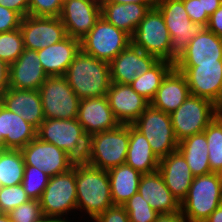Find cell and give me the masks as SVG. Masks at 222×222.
<instances>
[{
	"mask_svg": "<svg viewBox=\"0 0 222 222\" xmlns=\"http://www.w3.org/2000/svg\"><path fill=\"white\" fill-rule=\"evenodd\" d=\"M64 77L80 100L105 96L112 83L110 64L81 49L74 56Z\"/></svg>",
	"mask_w": 222,
	"mask_h": 222,
	"instance_id": "cell-1",
	"label": "cell"
},
{
	"mask_svg": "<svg viewBox=\"0 0 222 222\" xmlns=\"http://www.w3.org/2000/svg\"><path fill=\"white\" fill-rule=\"evenodd\" d=\"M77 210L92 221L113 206L108 172L85 162H76Z\"/></svg>",
	"mask_w": 222,
	"mask_h": 222,
	"instance_id": "cell-2",
	"label": "cell"
},
{
	"mask_svg": "<svg viewBox=\"0 0 222 222\" xmlns=\"http://www.w3.org/2000/svg\"><path fill=\"white\" fill-rule=\"evenodd\" d=\"M129 146V124L95 133L88 137L85 163L102 170H110L126 162Z\"/></svg>",
	"mask_w": 222,
	"mask_h": 222,
	"instance_id": "cell-3",
	"label": "cell"
},
{
	"mask_svg": "<svg viewBox=\"0 0 222 222\" xmlns=\"http://www.w3.org/2000/svg\"><path fill=\"white\" fill-rule=\"evenodd\" d=\"M39 202L44 218L70 222L65 215L77 210L76 162L70 170L49 178Z\"/></svg>",
	"mask_w": 222,
	"mask_h": 222,
	"instance_id": "cell-4",
	"label": "cell"
},
{
	"mask_svg": "<svg viewBox=\"0 0 222 222\" xmlns=\"http://www.w3.org/2000/svg\"><path fill=\"white\" fill-rule=\"evenodd\" d=\"M222 204V185L216 172L195 176L180 211L188 222H204Z\"/></svg>",
	"mask_w": 222,
	"mask_h": 222,
	"instance_id": "cell-5",
	"label": "cell"
},
{
	"mask_svg": "<svg viewBox=\"0 0 222 222\" xmlns=\"http://www.w3.org/2000/svg\"><path fill=\"white\" fill-rule=\"evenodd\" d=\"M37 137L63 149L75 162H84L88 136L77 119H45L37 129Z\"/></svg>",
	"mask_w": 222,
	"mask_h": 222,
	"instance_id": "cell-6",
	"label": "cell"
},
{
	"mask_svg": "<svg viewBox=\"0 0 222 222\" xmlns=\"http://www.w3.org/2000/svg\"><path fill=\"white\" fill-rule=\"evenodd\" d=\"M171 37L170 62L175 63L186 51L190 41L205 27L189 18L183 0H156Z\"/></svg>",
	"mask_w": 222,
	"mask_h": 222,
	"instance_id": "cell-7",
	"label": "cell"
},
{
	"mask_svg": "<svg viewBox=\"0 0 222 222\" xmlns=\"http://www.w3.org/2000/svg\"><path fill=\"white\" fill-rule=\"evenodd\" d=\"M221 112L212 101L189 95L188 98L170 114L176 139L202 133L209 123Z\"/></svg>",
	"mask_w": 222,
	"mask_h": 222,
	"instance_id": "cell-8",
	"label": "cell"
},
{
	"mask_svg": "<svg viewBox=\"0 0 222 222\" xmlns=\"http://www.w3.org/2000/svg\"><path fill=\"white\" fill-rule=\"evenodd\" d=\"M130 44L131 36L107 22L102 16L80 40V48L84 53L107 63Z\"/></svg>",
	"mask_w": 222,
	"mask_h": 222,
	"instance_id": "cell-9",
	"label": "cell"
},
{
	"mask_svg": "<svg viewBox=\"0 0 222 222\" xmlns=\"http://www.w3.org/2000/svg\"><path fill=\"white\" fill-rule=\"evenodd\" d=\"M131 44L158 60L170 62L171 37L160 10L154 5L131 36Z\"/></svg>",
	"mask_w": 222,
	"mask_h": 222,
	"instance_id": "cell-10",
	"label": "cell"
},
{
	"mask_svg": "<svg viewBox=\"0 0 222 222\" xmlns=\"http://www.w3.org/2000/svg\"><path fill=\"white\" fill-rule=\"evenodd\" d=\"M132 125L145 136L159 159L177 150L179 142L173 131L170 114L150 104Z\"/></svg>",
	"mask_w": 222,
	"mask_h": 222,
	"instance_id": "cell-11",
	"label": "cell"
},
{
	"mask_svg": "<svg viewBox=\"0 0 222 222\" xmlns=\"http://www.w3.org/2000/svg\"><path fill=\"white\" fill-rule=\"evenodd\" d=\"M186 77L190 94L206 98L222 109V60L208 63H174Z\"/></svg>",
	"mask_w": 222,
	"mask_h": 222,
	"instance_id": "cell-12",
	"label": "cell"
},
{
	"mask_svg": "<svg viewBox=\"0 0 222 222\" xmlns=\"http://www.w3.org/2000/svg\"><path fill=\"white\" fill-rule=\"evenodd\" d=\"M38 91L45 119H77L80 98L64 76L48 77Z\"/></svg>",
	"mask_w": 222,
	"mask_h": 222,
	"instance_id": "cell-13",
	"label": "cell"
},
{
	"mask_svg": "<svg viewBox=\"0 0 222 222\" xmlns=\"http://www.w3.org/2000/svg\"><path fill=\"white\" fill-rule=\"evenodd\" d=\"M20 31L24 48L35 51L59 43L67 37L65 27L59 17L28 15L22 18Z\"/></svg>",
	"mask_w": 222,
	"mask_h": 222,
	"instance_id": "cell-14",
	"label": "cell"
},
{
	"mask_svg": "<svg viewBox=\"0 0 222 222\" xmlns=\"http://www.w3.org/2000/svg\"><path fill=\"white\" fill-rule=\"evenodd\" d=\"M25 165L37 167L50 177L70 170L75 161L54 144L41 141L38 137L20 149Z\"/></svg>",
	"mask_w": 222,
	"mask_h": 222,
	"instance_id": "cell-15",
	"label": "cell"
},
{
	"mask_svg": "<svg viewBox=\"0 0 222 222\" xmlns=\"http://www.w3.org/2000/svg\"><path fill=\"white\" fill-rule=\"evenodd\" d=\"M159 60L130 44L120 52L109 64L111 82L130 84L153 67Z\"/></svg>",
	"mask_w": 222,
	"mask_h": 222,
	"instance_id": "cell-16",
	"label": "cell"
},
{
	"mask_svg": "<svg viewBox=\"0 0 222 222\" xmlns=\"http://www.w3.org/2000/svg\"><path fill=\"white\" fill-rule=\"evenodd\" d=\"M101 17V6L90 0H70L62 6L61 19L67 36L81 40Z\"/></svg>",
	"mask_w": 222,
	"mask_h": 222,
	"instance_id": "cell-17",
	"label": "cell"
},
{
	"mask_svg": "<svg viewBox=\"0 0 222 222\" xmlns=\"http://www.w3.org/2000/svg\"><path fill=\"white\" fill-rule=\"evenodd\" d=\"M113 115L120 124H133L150 102L129 84L111 83L106 94Z\"/></svg>",
	"mask_w": 222,
	"mask_h": 222,
	"instance_id": "cell-18",
	"label": "cell"
},
{
	"mask_svg": "<svg viewBox=\"0 0 222 222\" xmlns=\"http://www.w3.org/2000/svg\"><path fill=\"white\" fill-rule=\"evenodd\" d=\"M48 75L37 51L24 48L17 60L9 65V87L19 90H38Z\"/></svg>",
	"mask_w": 222,
	"mask_h": 222,
	"instance_id": "cell-19",
	"label": "cell"
},
{
	"mask_svg": "<svg viewBox=\"0 0 222 222\" xmlns=\"http://www.w3.org/2000/svg\"><path fill=\"white\" fill-rule=\"evenodd\" d=\"M77 120L88 137L115 129L120 124L113 115L106 95L80 100Z\"/></svg>",
	"mask_w": 222,
	"mask_h": 222,
	"instance_id": "cell-20",
	"label": "cell"
},
{
	"mask_svg": "<svg viewBox=\"0 0 222 222\" xmlns=\"http://www.w3.org/2000/svg\"><path fill=\"white\" fill-rule=\"evenodd\" d=\"M158 171L161 173L165 185L172 195L181 203L187 196L194 175L183 157L176 150L162 157L159 162Z\"/></svg>",
	"mask_w": 222,
	"mask_h": 222,
	"instance_id": "cell-21",
	"label": "cell"
},
{
	"mask_svg": "<svg viewBox=\"0 0 222 222\" xmlns=\"http://www.w3.org/2000/svg\"><path fill=\"white\" fill-rule=\"evenodd\" d=\"M0 103L36 129L45 120L38 90H19L9 87L0 97Z\"/></svg>",
	"mask_w": 222,
	"mask_h": 222,
	"instance_id": "cell-22",
	"label": "cell"
},
{
	"mask_svg": "<svg viewBox=\"0 0 222 222\" xmlns=\"http://www.w3.org/2000/svg\"><path fill=\"white\" fill-rule=\"evenodd\" d=\"M138 192L160 215L174 214L180 211V203L167 188L158 170L142 174Z\"/></svg>",
	"mask_w": 222,
	"mask_h": 222,
	"instance_id": "cell-23",
	"label": "cell"
},
{
	"mask_svg": "<svg viewBox=\"0 0 222 222\" xmlns=\"http://www.w3.org/2000/svg\"><path fill=\"white\" fill-rule=\"evenodd\" d=\"M37 137V129L0 103V148L21 149Z\"/></svg>",
	"mask_w": 222,
	"mask_h": 222,
	"instance_id": "cell-24",
	"label": "cell"
},
{
	"mask_svg": "<svg viewBox=\"0 0 222 222\" xmlns=\"http://www.w3.org/2000/svg\"><path fill=\"white\" fill-rule=\"evenodd\" d=\"M190 95L186 77L173 67L161 82L150 104L161 111L173 113Z\"/></svg>",
	"mask_w": 222,
	"mask_h": 222,
	"instance_id": "cell-25",
	"label": "cell"
},
{
	"mask_svg": "<svg viewBox=\"0 0 222 222\" xmlns=\"http://www.w3.org/2000/svg\"><path fill=\"white\" fill-rule=\"evenodd\" d=\"M80 49V40L67 36L59 43L38 50L37 54L48 77L64 76Z\"/></svg>",
	"mask_w": 222,
	"mask_h": 222,
	"instance_id": "cell-26",
	"label": "cell"
},
{
	"mask_svg": "<svg viewBox=\"0 0 222 222\" xmlns=\"http://www.w3.org/2000/svg\"><path fill=\"white\" fill-rule=\"evenodd\" d=\"M154 5L103 3L101 5V16L116 28L132 36L141 20Z\"/></svg>",
	"mask_w": 222,
	"mask_h": 222,
	"instance_id": "cell-27",
	"label": "cell"
},
{
	"mask_svg": "<svg viewBox=\"0 0 222 222\" xmlns=\"http://www.w3.org/2000/svg\"><path fill=\"white\" fill-rule=\"evenodd\" d=\"M222 60V37L204 28L187 45L175 63H208Z\"/></svg>",
	"mask_w": 222,
	"mask_h": 222,
	"instance_id": "cell-28",
	"label": "cell"
},
{
	"mask_svg": "<svg viewBox=\"0 0 222 222\" xmlns=\"http://www.w3.org/2000/svg\"><path fill=\"white\" fill-rule=\"evenodd\" d=\"M159 162L160 159L152 151L145 136L129 124V146L125 163L146 174L157 171Z\"/></svg>",
	"mask_w": 222,
	"mask_h": 222,
	"instance_id": "cell-29",
	"label": "cell"
},
{
	"mask_svg": "<svg viewBox=\"0 0 222 222\" xmlns=\"http://www.w3.org/2000/svg\"><path fill=\"white\" fill-rule=\"evenodd\" d=\"M114 205L123 206L135 193L142 173L124 163L107 171Z\"/></svg>",
	"mask_w": 222,
	"mask_h": 222,
	"instance_id": "cell-30",
	"label": "cell"
},
{
	"mask_svg": "<svg viewBox=\"0 0 222 222\" xmlns=\"http://www.w3.org/2000/svg\"><path fill=\"white\" fill-rule=\"evenodd\" d=\"M177 150L185 158L194 177L212 173L208 159V143L203 132L179 141Z\"/></svg>",
	"mask_w": 222,
	"mask_h": 222,
	"instance_id": "cell-31",
	"label": "cell"
},
{
	"mask_svg": "<svg viewBox=\"0 0 222 222\" xmlns=\"http://www.w3.org/2000/svg\"><path fill=\"white\" fill-rule=\"evenodd\" d=\"M173 67V63L159 60L146 73H143L140 77H136L129 85L139 95L151 102L162 80Z\"/></svg>",
	"mask_w": 222,
	"mask_h": 222,
	"instance_id": "cell-32",
	"label": "cell"
},
{
	"mask_svg": "<svg viewBox=\"0 0 222 222\" xmlns=\"http://www.w3.org/2000/svg\"><path fill=\"white\" fill-rule=\"evenodd\" d=\"M25 163L20 149L0 148V187L21 184Z\"/></svg>",
	"mask_w": 222,
	"mask_h": 222,
	"instance_id": "cell-33",
	"label": "cell"
},
{
	"mask_svg": "<svg viewBox=\"0 0 222 222\" xmlns=\"http://www.w3.org/2000/svg\"><path fill=\"white\" fill-rule=\"evenodd\" d=\"M208 143V159L212 172L222 168V111L203 131Z\"/></svg>",
	"mask_w": 222,
	"mask_h": 222,
	"instance_id": "cell-34",
	"label": "cell"
},
{
	"mask_svg": "<svg viewBox=\"0 0 222 222\" xmlns=\"http://www.w3.org/2000/svg\"><path fill=\"white\" fill-rule=\"evenodd\" d=\"M50 176L37 167L25 165L22 186L30 200L41 198L44 189L48 185Z\"/></svg>",
	"mask_w": 222,
	"mask_h": 222,
	"instance_id": "cell-35",
	"label": "cell"
},
{
	"mask_svg": "<svg viewBox=\"0 0 222 222\" xmlns=\"http://www.w3.org/2000/svg\"><path fill=\"white\" fill-rule=\"evenodd\" d=\"M123 206L130 222H156L160 216L139 192L135 193Z\"/></svg>",
	"mask_w": 222,
	"mask_h": 222,
	"instance_id": "cell-36",
	"label": "cell"
},
{
	"mask_svg": "<svg viewBox=\"0 0 222 222\" xmlns=\"http://www.w3.org/2000/svg\"><path fill=\"white\" fill-rule=\"evenodd\" d=\"M24 44L20 28L0 33V59L8 65L23 53Z\"/></svg>",
	"mask_w": 222,
	"mask_h": 222,
	"instance_id": "cell-37",
	"label": "cell"
},
{
	"mask_svg": "<svg viewBox=\"0 0 222 222\" xmlns=\"http://www.w3.org/2000/svg\"><path fill=\"white\" fill-rule=\"evenodd\" d=\"M29 200L22 184L0 187V212L9 213Z\"/></svg>",
	"mask_w": 222,
	"mask_h": 222,
	"instance_id": "cell-38",
	"label": "cell"
},
{
	"mask_svg": "<svg viewBox=\"0 0 222 222\" xmlns=\"http://www.w3.org/2000/svg\"><path fill=\"white\" fill-rule=\"evenodd\" d=\"M8 215L13 222H41L44 216L38 200H29L11 210Z\"/></svg>",
	"mask_w": 222,
	"mask_h": 222,
	"instance_id": "cell-39",
	"label": "cell"
},
{
	"mask_svg": "<svg viewBox=\"0 0 222 222\" xmlns=\"http://www.w3.org/2000/svg\"><path fill=\"white\" fill-rule=\"evenodd\" d=\"M62 5L59 0H29V15L59 17Z\"/></svg>",
	"mask_w": 222,
	"mask_h": 222,
	"instance_id": "cell-40",
	"label": "cell"
},
{
	"mask_svg": "<svg viewBox=\"0 0 222 222\" xmlns=\"http://www.w3.org/2000/svg\"><path fill=\"white\" fill-rule=\"evenodd\" d=\"M187 14L192 22L203 25L205 28L209 22V15L203 12L200 0H183Z\"/></svg>",
	"mask_w": 222,
	"mask_h": 222,
	"instance_id": "cell-41",
	"label": "cell"
},
{
	"mask_svg": "<svg viewBox=\"0 0 222 222\" xmlns=\"http://www.w3.org/2000/svg\"><path fill=\"white\" fill-rule=\"evenodd\" d=\"M22 16L0 5V33L20 28Z\"/></svg>",
	"mask_w": 222,
	"mask_h": 222,
	"instance_id": "cell-42",
	"label": "cell"
},
{
	"mask_svg": "<svg viewBox=\"0 0 222 222\" xmlns=\"http://www.w3.org/2000/svg\"><path fill=\"white\" fill-rule=\"evenodd\" d=\"M95 222H130L129 216L124 206L113 205L99 214L95 219Z\"/></svg>",
	"mask_w": 222,
	"mask_h": 222,
	"instance_id": "cell-43",
	"label": "cell"
},
{
	"mask_svg": "<svg viewBox=\"0 0 222 222\" xmlns=\"http://www.w3.org/2000/svg\"><path fill=\"white\" fill-rule=\"evenodd\" d=\"M0 5L16 11L22 17L29 15V0H0Z\"/></svg>",
	"mask_w": 222,
	"mask_h": 222,
	"instance_id": "cell-44",
	"label": "cell"
},
{
	"mask_svg": "<svg viewBox=\"0 0 222 222\" xmlns=\"http://www.w3.org/2000/svg\"><path fill=\"white\" fill-rule=\"evenodd\" d=\"M206 28L219 37H222V5L209 17Z\"/></svg>",
	"mask_w": 222,
	"mask_h": 222,
	"instance_id": "cell-45",
	"label": "cell"
},
{
	"mask_svg": "<svg viewBox=\"0 0 222 222\" xmlns=\"http://www.w3.org/2000/svg\"><path fill=\"white\" fill-rule=\"evenodd\" d=\"M9 88V65L0 59V97Z\"/></svg>",
	"mask_w": 222,
	"mask_h": 222,
	"instance_id": "cell-46",
	"label": "cell"
},
{
	"mask_svg": "<svg viewBox=\"0 0 222 222\" xmlns=\"http://www.w3.org/2000/svg\"><path fill=\"white\" fill-rule=\"evenodd\" d=\"M156 222H188V220L182 215L181 211H179L174 214H162Z\"/></svg>",
	"mask_w": 222,
	"mask_h": 222,
	"instance_id": "cell-47",
	"label": "cell"
},
{
	"mask_svg": "<svg viewBox=\"0 0 222 222\" xmlns=\"http://www.w3.org/2000/svg\"><path fill=\"white\" fill-rule=\"evenodd\" d=\"M203 5V12L211 16L221 5L222 0H200Z\"/></svg>",
	"mask_w": 222,
	"mask_h": 222,
	"instance_id": "cell-48",
	"label": "cell"
},
{
	"mask_svg": "<svg viewBox=\"0 0 222 222\" xmlns=\"http://www.w3.org/2000/svg\"><path fill=\"white\" fill-rule=\"evenodd\" d=\"M104 3H116V4H155L153 0H106Z\"/></svg>",
	"mask_w": 222,
	"mask_h": 222,
	"instance_id": "cell-49",
	"label": "cell"
},
{
	"mask_svg": "<svg viewBox=\"0 0 222 222\" xmlns=\"http://www.w3.org/2000/svg\"><path fill=\"white\" fill-rule=\"evenodd\" d=\"M204 222H222V204Z\"/></svg>",
	"mask_w": 222,
	"mask_h": 222,
	"instance_id": "cell-50",
	"label": "cell"
},
{
	"mask_svg": "<svg viewBox=\"0 0 222 222\" xmlns=\"http://www.w3.org/2000/svg\"><path fill=\"white\" fill-rule=\"evenodd\" d=\"M0 222H13L8 213L0 212Z\"/></svg>",
	"mask_w": 222,
	"mask_h": 222,
	"instance_id": "cell-51",
	"label": "cell"
},
{
	"mask_svg": "<svg viewBox=\"0 0 222 222\" xmlns=\"http://www.w3.org/2000/svg\"><path fill=\"white\" fill-rule=\"evenodd\" d=\"M217 176H218V179L222 185V168L219 169L217 172H216Z\"/></svg>",
	"mask_w": 222,
	"mask_h": 222,
	"instance_id": "cell-52",
	"label": "cell"
},
{
	"mask_svg": "<svg viewBox=\"0 0 222 222\" xmlns=\"http://www.w3.org/2000/svg\"><path fill=\"white\" fill-rule=\"evenodd\" d=\"M96 4H98L99 6H101L106 0H90Z\"/></svg>",
	"mask_w": 222,
	"mask_h": 222,
	"instance_id": "cell-53",
	"label": "cell"
},
{
	"mask_svg": "<svg viewBox=\"0 0 222 222\" xmlns=\"http://www.w3.org/2000/svg\"><path fill=\"white\" fill-rule=\"evenodd\" d=\"M41 222H60V221H58V220H53V219H44V220H42Z\"/></svg>",
	"mask_w": 222,
	"mask_h": 222,
	"instance_id": "cell-54",
	"label": "cell"
},
{
	"mask_svg": "<svg viewBox=\"0 0 222 222\" xmlns=\"http://www.w3.org/2000/svg\"><path fill=\"white\" fill-rule=\"evenodd\" d=\"M61 5L63 6L64 4H66L67 2H69L70 0H59Z\"/></svg>",
	"mask_w": 222,
	"mask_h": 222,
	"instance_id": "cell-55",
	"label": "cell"
}]
</instances>
